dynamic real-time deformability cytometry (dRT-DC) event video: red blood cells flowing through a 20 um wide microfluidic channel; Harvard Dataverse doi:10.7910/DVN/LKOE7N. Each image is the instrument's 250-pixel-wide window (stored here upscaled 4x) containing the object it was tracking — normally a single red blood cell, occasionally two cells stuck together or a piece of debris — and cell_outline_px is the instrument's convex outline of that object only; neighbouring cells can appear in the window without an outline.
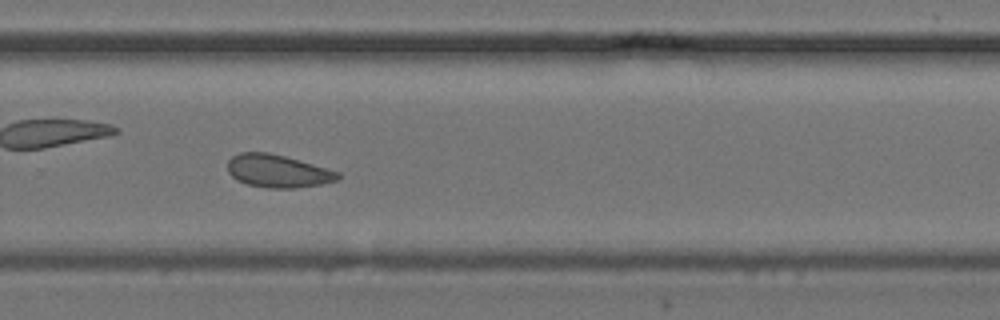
{"species": "common noctule bat (a hibernating species)", "species_latin": "Nyctalus noctula", "temperature_condition": "cold", "stored_images_in_passage": 19, "camera_frame_rate_fps": 3000, "um_per_image_px": 0.085, "animal": {"sex": "female", "body_mass_g": 24.6, "forearm_length_mm": 56.2}, "frame": {"image": 1, "passage_image": 19, "time_ms": 6.0, "image_size_px": [1000, 320], "cell_outline_px": [[340, 176], [336, 180], [320, 184], [296, 188], [268, 188], [248, 184], [236, 180], [228, 172], [228, 160], [232, 156], [240, 152], [268, 152], [284, 156], [340, 172]], "centroid_in_image_um": [23.57, 14.54], "position_along_channel_um": 306.2, "area_um2": 20.92}}